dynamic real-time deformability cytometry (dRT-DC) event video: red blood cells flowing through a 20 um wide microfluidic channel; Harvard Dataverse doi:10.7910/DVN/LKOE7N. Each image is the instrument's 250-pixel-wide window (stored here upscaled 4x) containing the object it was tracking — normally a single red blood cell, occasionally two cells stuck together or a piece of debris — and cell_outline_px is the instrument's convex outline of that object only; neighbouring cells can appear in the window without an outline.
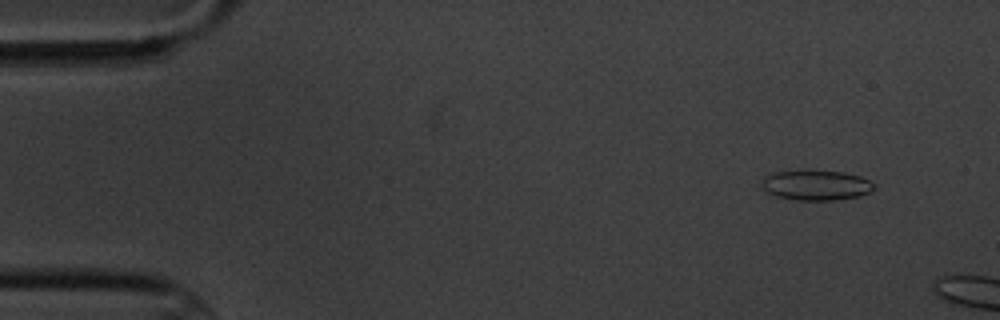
{"species": "common noctule bat (a hibernating species)", "species_latin": "Nyctalus noctula", "temperature_condition": "cold", "stored_images_in_passage": 5, "camera_frame_rate_fps": 3000, "um_per_image_px": 0.085, "animal": {"sex": "male", "body_mass_g": 20.1, "forearm_length_mm": 53.5}, "frame": {"image": 1, "passage_image": 2, "time_ms": 1.0, "image_size_px": [1000, 320], "cell_outline_px": [[876, 188], [860, 196], [832, 200], [796, 200], [776, 196], [768, 192], [760, 184], [764, 176], [776, 172], [800, 168], [804, 168], [844, 172], [860, 176], [876, 184]], "centroid_in_image_um": [69.35, 15.7], "position_along_channel_um": 15.6, "area_um2": 20.29}}